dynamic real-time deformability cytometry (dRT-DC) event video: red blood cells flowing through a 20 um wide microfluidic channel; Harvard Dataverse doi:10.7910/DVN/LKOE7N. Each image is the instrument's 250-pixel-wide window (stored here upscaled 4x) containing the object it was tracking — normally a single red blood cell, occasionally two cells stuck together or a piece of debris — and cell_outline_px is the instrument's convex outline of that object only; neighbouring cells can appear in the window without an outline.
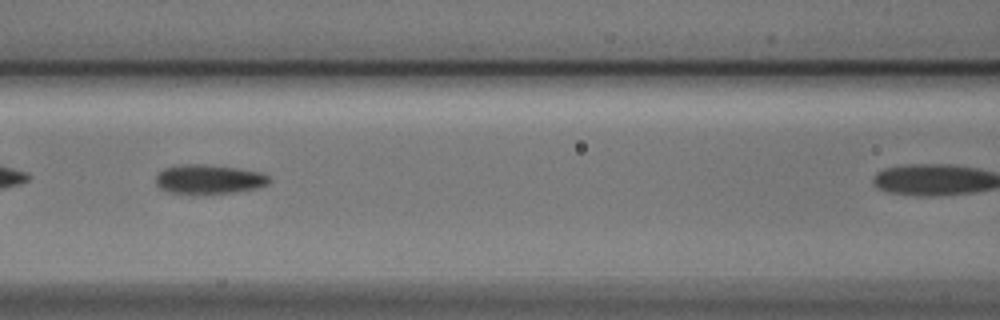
{"species": "Egyptian fruit bat (a non-hibernating species)", "species_latin": "Rousettus aegyptiacus", "temperature_condition": "cold", "stored_images_in_passage": 29, "camera_frame_rate_fps": 3000, "um_per_image_px": 0.085, "animal": {"sex": "male"}, "frame": {"image": 1, "passage_image": 9, "time_ms": 2.667, "image_size_px": [1000, 320], "cell_outline_px": [[272, 180], [268, 184], [256, 188], [232, 192], [168, 192], [160, 188], [156, 184], [156, 176], [164, 168], [180, 164], [204, 164], [236, 168], [260, 172], [268, 176]], "centroid_in_image_um": [17.76, 15.2], "position_along_channel_um": 148.8, "area_um2": 18.84}}
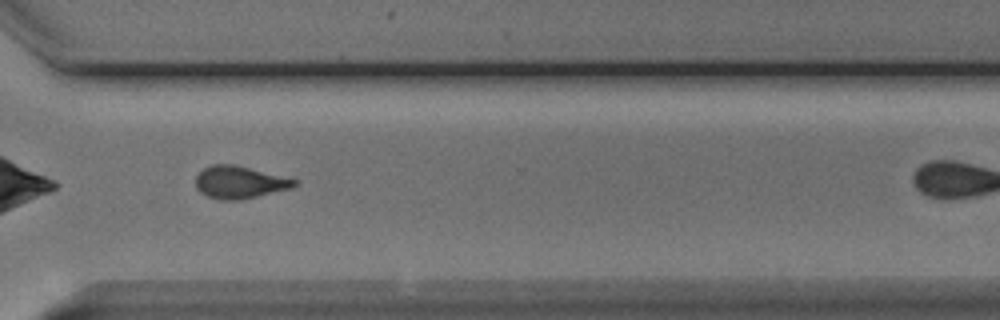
{"frame": {"image": 2, "passage_image": 25, "time_ms": 8.0, "image_size_px": [1000, 320], "cell_outline_px": [[300, 180], [292, 188], [240, 200], [220, 200], [208, 196], [200, 192], [196, 188], [196, 176], [204, 168], [212, 164], [236, 164]], "centroid_in_image_um": [20.38, 15.48], "position_along_channel_um": 350.2, "area_um2": 18.79}}